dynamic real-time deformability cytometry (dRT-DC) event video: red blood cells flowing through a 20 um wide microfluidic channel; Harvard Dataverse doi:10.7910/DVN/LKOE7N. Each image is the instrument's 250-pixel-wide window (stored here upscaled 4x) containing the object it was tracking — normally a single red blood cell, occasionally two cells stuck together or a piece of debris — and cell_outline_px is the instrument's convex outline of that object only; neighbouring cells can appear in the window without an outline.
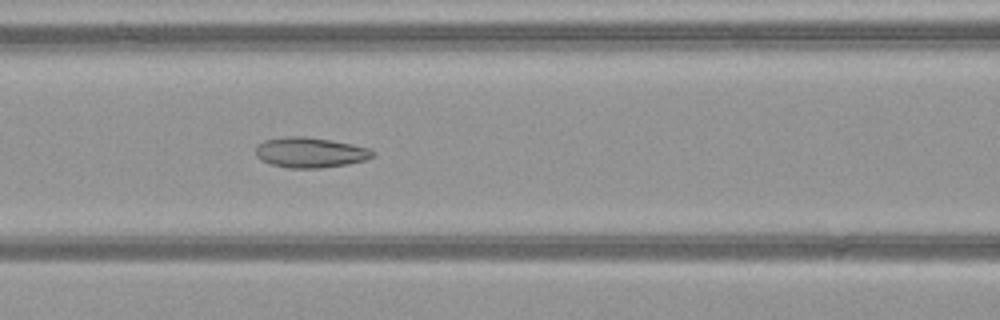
{"species": "common noctule bat (a hibernating species)", "species_latin": "Nyctalus noctula", "temperature_condition": "warm", "stored_images_in_passage": 50, "camera_frame_rate_fps": 3000, "um_per_image_px": 0.085, "animal": {"sex": "female", "body_mass_g": 21.9}, "frame": {"image": 1, "passage_image": 22, "time_ms": 7.0, "image_size_px": [1000, 320], "cell_outline_px": [[376, 156], [364, 160], [348, 164], [320, 168], [288, 168], [272, 164], [260, 160], [256, 156], [256, 144], [264, 140], [284, 136], [304, 136], [332, 140], [352, 144], [368, 148], [376, 152]], "centroid_in_image_um": [26.36, 12.95], "position_along_channel_um": 140.2, "area_um2": 20.87}}
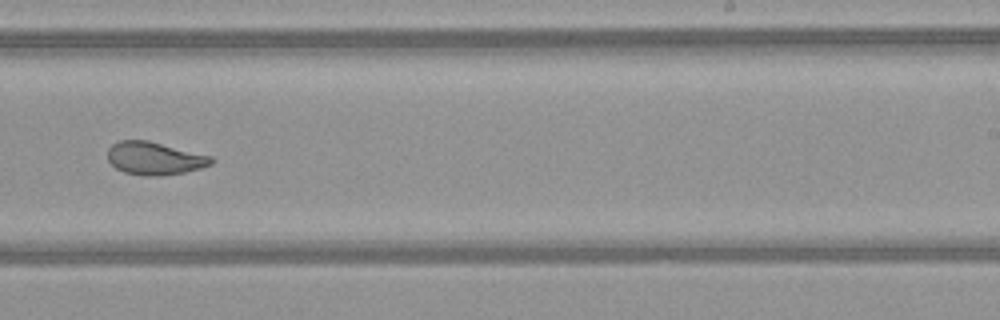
{"frame": {"image": 2, "passage_image": 32, "time_ms": 10.333, "image_size_px": [1000, 320], "cell_outline_px": [[216, 160], [212, 164], [200, 168], [184, 172], [160, 176], [144, 176], [124, 172], [116, 168], [108, 160], [108, 148], [112, 144], [120, 140], [148, 140], [212, 156]], "centroid_in_image_um": [13.15, 13.46], "position_along_channel_um": 275.9, "area_um2": 19.94}}
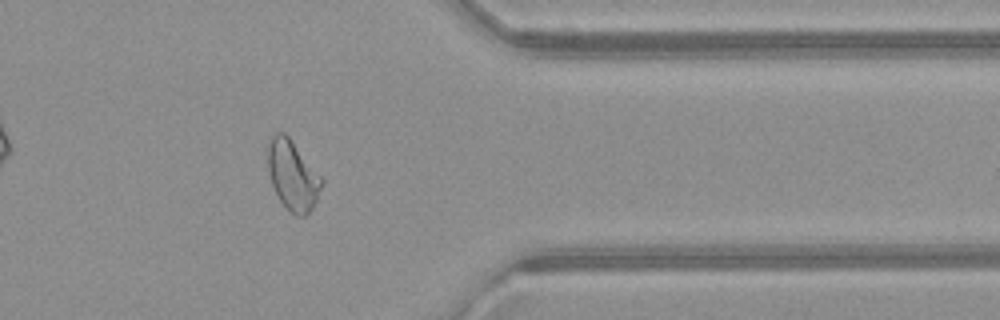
{"frame": {"image": 3, "passage_image": 41, "time_ms": 13.333, "image_size_px": [1000, 320], "cell_outline_px": [[324, 184], [312, 208], [304, 216], [296, 216], [280, 200], [272, 184], [268, 168], [268, 140], [276, 132], [284, 132], [288, 136], [324, 180]], "centroid_in_image_um": [24.88, 14.89], "position_along_channel_um": 386.5, "area_um2": 21.5}, "authors_computed_cell_mechanics": {"area_um2": 22.831, "velocity_mm_per_s": 4.0714, "shape_relaxation_time_tau1_ms": null, "shape_relaxation_time_tau2_ms": 1.6395, "deformation_change_tau1": null, "deformation_change_tau2": 0.0755}}